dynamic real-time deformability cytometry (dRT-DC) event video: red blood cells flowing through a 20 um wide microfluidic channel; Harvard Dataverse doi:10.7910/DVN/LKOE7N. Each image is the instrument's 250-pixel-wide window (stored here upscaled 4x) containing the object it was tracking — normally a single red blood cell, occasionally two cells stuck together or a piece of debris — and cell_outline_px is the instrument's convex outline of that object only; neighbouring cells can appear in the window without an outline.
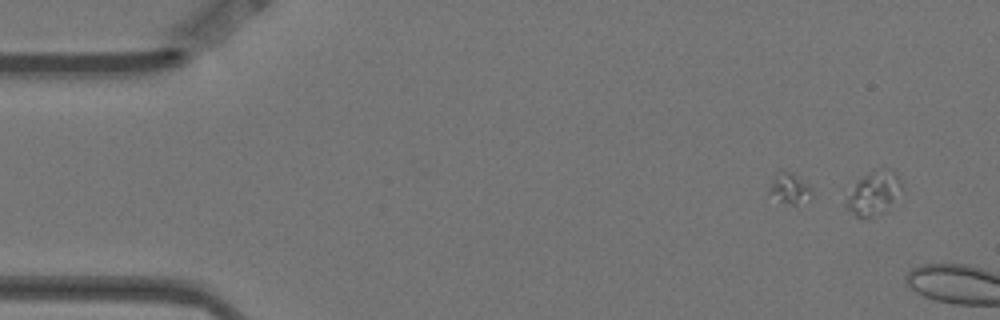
{"species": "Egyptian fruit bat (a non-hibernating species)", "species_latin": "Rousettus aegyptiacus", "temperature_condition": "warm", "stored_images_in_passage": 3, "camera_frame_rate_fps": 3000, "um_per_image_px": 0.085, "animal": {"sex": "female"}, "frame": {"image": 1, "passage_image": 2, "time_ms": 0.333, "image_size_px": [1000, 320], "cell_outline_px": [[900, 188], [888, 212], [876, 216], [856, 216], [844, 204], [856, 180], [880, 168], [892, 168], [900, 180]], "centroid_in_image_um": [74.27, 16.42], "position_along_channel_um": 10.7, "area_um2": 13.87}}